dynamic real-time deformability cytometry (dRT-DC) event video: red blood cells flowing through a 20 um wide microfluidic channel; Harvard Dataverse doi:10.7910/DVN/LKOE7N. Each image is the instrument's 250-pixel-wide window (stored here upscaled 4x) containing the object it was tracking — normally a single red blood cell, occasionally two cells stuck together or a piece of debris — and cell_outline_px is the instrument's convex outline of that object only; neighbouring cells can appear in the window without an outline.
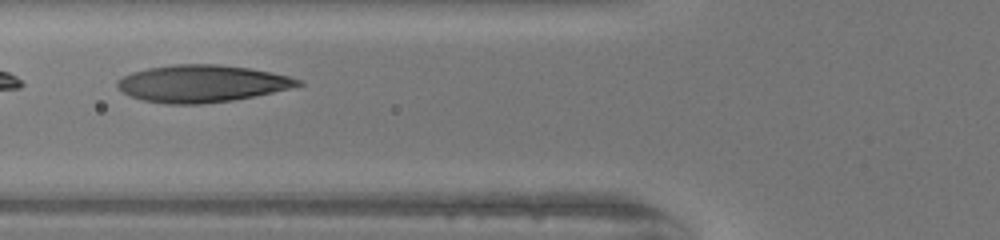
{"species": "human", "species_latin": "Homo sapiens", "temperature_condition": "warm", "stored_images_in_passage": 31, "camera_frame_rate_fps": 3000, "um_per_image_px": 0.085, "donor": {"sex": "female"}, "frame": {"image": 1, "passage_image": 10, "time_ms": 3.0, "image_size_px": [1000, 240], "cell_outline_px": [[304, 84], [292, 88], [232, 100], [200, 104], [168, 104], [144, 100], [132, 96], [116, 88], [116, 80], [132, 72], [148, 68], [176, 64], [216, 64], [248, 68], [272, 72], [288, 76], [300, 80]], "centroid_in_image_um": [17.14, 7.1], "position_along_channel_um": 108.7, "area_um2": 38.84}}
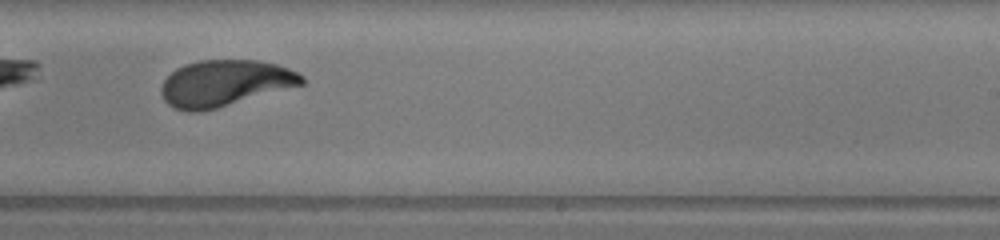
{"frame": {"image": 2, "passage_image": 22, "time_ms": 7.0, "image_size_px": [1000, 240], "cell_outline_px": [[304, 84], [216, 108], [200, 112], [188, 112], [172, 108], [164, 100], [160, 92], [160, 88], [164, 80], [176, 68], [184, 64], [200, 60], [256, 60], [276, 64], [300, 72], [304, 76]], "centroid_in_image_um": [19.09, 7.07], "position_along_channel_um": 269.9, "area_um2": 37.97}}
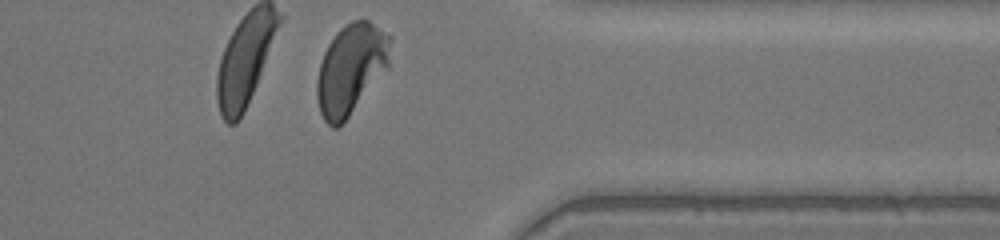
{"frame": {"image": 3, "passage_image": 31, "time_ms": 10.0, "image_size_px": [1000, 240], "cell_outline_px": [[392, 40], [388, 68], [348, 116], [336, 128], [332, 128], [324, 120], [320, 112], [316, 96], [316, 80], [320, 64], [324, 52], [328, 44], [336, 32], [340, 28], [352, 20], [368, 20], [392, 36]], "centroid_in_image_um": [29.83, 5.83], "position_along_channel_um": 381.6, "area_um2": 38.49}, "authors_computed_cell_mechanics": {"area_um2": 38.6682, "velocity_mm_per_s": 4.0481, "shape_relaxation_time_tau1_ms": 3.3337, "shape_relaxation_time_tau2_ms": null, "deformation_change_tau1": 0.1961, "deformation_change_tau2": null}}